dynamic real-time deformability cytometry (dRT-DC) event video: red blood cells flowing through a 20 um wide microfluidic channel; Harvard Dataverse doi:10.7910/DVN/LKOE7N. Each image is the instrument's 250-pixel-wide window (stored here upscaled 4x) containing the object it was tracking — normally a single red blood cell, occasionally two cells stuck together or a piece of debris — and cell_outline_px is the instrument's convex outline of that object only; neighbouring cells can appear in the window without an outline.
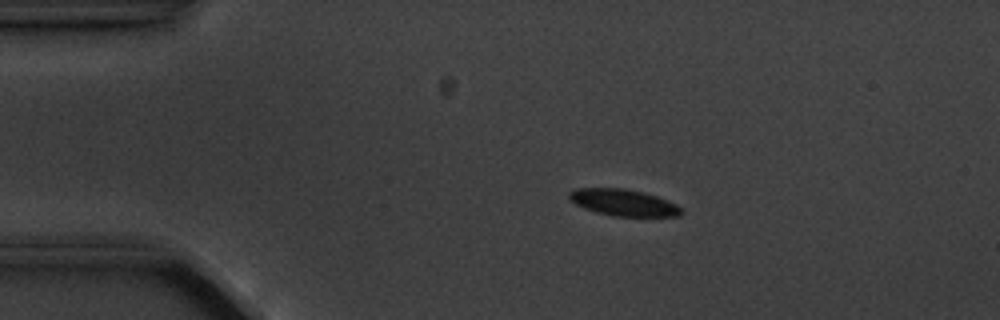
{"species": "common noctule bat (a hibernating species)", "species_latin": "Nyctalus noctula", "temperature_condition": "cold", "stored_images_in_passage": 6, "camera_frame_rate_fps": 3000, "um_per_image_px": 0.085, "animal": {"sex": "male", "body_mass_g": 20.1, "forearm_length_mm": 53.5}, "frame": {"image": 1, "passage_image": 3, "time_ms": 2.333, "image_size_px": [1000, 320], "cell_outline_px": [[684, 212], [680, 216], [612, 216], [596, 212], [584, 208], [568, 200], [568, 192], [576, 188], [624, 188], [644, 192], [668, 200], [676, 204]], "centroid_in_image_um": [52.97, 17.21], "position_along_channel_um": 32.0, "area_um2": 17.51}}